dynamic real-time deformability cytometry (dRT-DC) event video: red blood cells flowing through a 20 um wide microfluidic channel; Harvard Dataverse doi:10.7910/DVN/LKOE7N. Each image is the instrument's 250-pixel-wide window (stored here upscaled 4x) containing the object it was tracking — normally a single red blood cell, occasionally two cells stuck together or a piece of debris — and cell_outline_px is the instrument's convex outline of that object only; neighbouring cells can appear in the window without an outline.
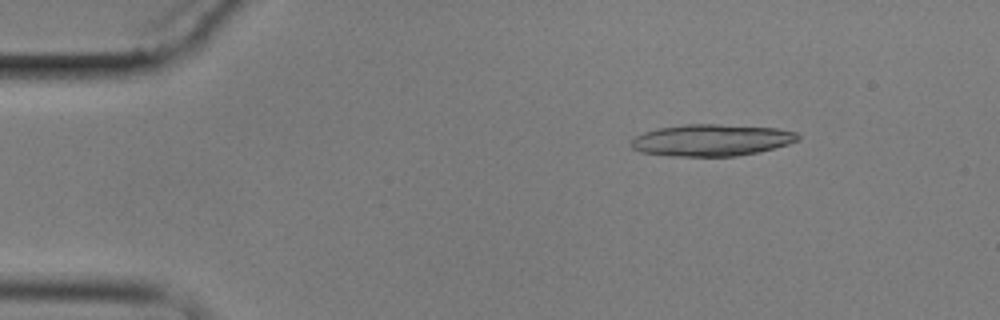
{"species": "common noctule bat (a hibernating species)", "species_latin": "Nyctalus noctula", "temperature_condition": "cold", "stored_images_in_passage": 9, "camera_frame_rate_fps": 3000, "um_per_image_px": 0.085, "animal": {"sex": "male", "body_mass_g": 17.9}, "frame": {"image": 1, "passage_image": 1, "time_ms": 0.0, "image_size_px": [1000, 320], "cell_outline_px": [[800, 140], [788, 144], [756, 152], [736, 156], [672, 156], [640, 152], [632, 148], [632, 140], [636, 136], [644, 132], [656, 128], [684, 124], [716, 124], [776, 128], [796, 132], [800, 136]], "centroid_in_image_um": [60.47, 11.9], "position_along_channel_um": 24.5, "area_um2": 30.75}}
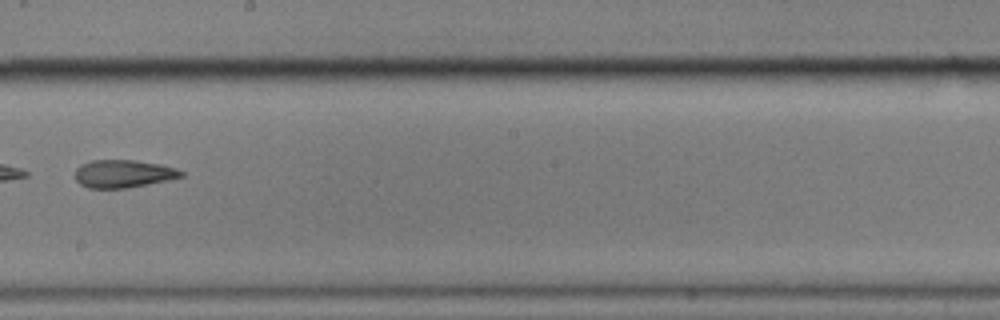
{"frame": {"image": 2, "passage_image": 8, "time_ms": 8.333, "image_size_px": [1000, 320], "cell_outline_px": [[184, 176], [168, 180], [128, 188], [88, 188], [80, 184], [76, 180], [76, 168], [80, 164], [92, 160], [136, 160], [160, 164], [176, 168], [184, 172]], "centroid_in_image_um": [10.49, 14.76], "position_along_channel_um": 237.7, "area_um2": 17.28}}
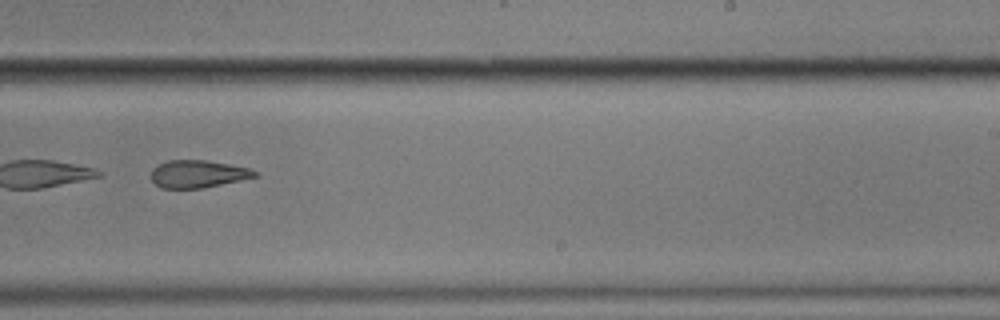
{"frame": {"image": 3, "passage_image": 9, "time_ms": 9.333, "image_size_px": [1000, 320], "cell_outline_px": [[260, 176], [200, 188], [160, 188], [148, 176], [152, 168], [168, 160], [208, 160], [248, 168], [260, 172]], "centroid_in_image_um": [16.8, 14.78], "position_along_channel_um": 272.2, "area_um2": 16.7}}